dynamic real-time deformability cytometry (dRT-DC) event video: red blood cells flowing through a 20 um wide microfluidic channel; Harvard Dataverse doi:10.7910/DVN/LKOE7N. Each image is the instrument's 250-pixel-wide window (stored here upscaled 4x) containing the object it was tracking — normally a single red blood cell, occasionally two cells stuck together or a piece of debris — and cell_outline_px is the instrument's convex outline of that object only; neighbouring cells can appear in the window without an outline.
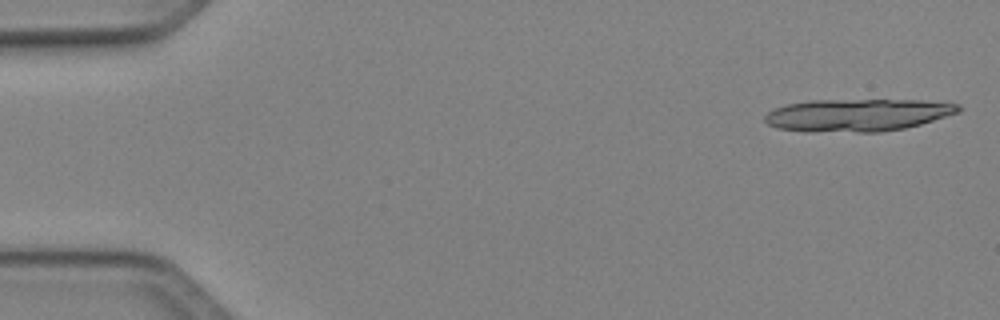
{"species": "Egyptian fruit bat (a non-hibernating species)", "species_latin": "Rousettus aegyptiacus", "temperature_condition": "cold", "stored_images_in_passage": 16, "camera_frame_rate_fps": 3000, "um_per_image_px": 0.085, "animal": {"sex": "female"}, "frame": {"image": 1, "passage_image": 1, "time_ms": 0.0, "image_size_px": [1000, 320], "cell_outline_px": [[964, 108], [960, 112], [920, 124], [904, 128], [880, 132], [808, 132], [776, 128], [768, 124], [764, 120], [764, 116], [768, 112], [776, 108], [788, 104], [808, 100], [920, 100], [960, 104]], "centroid_in_image_um": [72.89, 9.78], "position_along_channel_um": 12.1, "area_um2": 36.88}}